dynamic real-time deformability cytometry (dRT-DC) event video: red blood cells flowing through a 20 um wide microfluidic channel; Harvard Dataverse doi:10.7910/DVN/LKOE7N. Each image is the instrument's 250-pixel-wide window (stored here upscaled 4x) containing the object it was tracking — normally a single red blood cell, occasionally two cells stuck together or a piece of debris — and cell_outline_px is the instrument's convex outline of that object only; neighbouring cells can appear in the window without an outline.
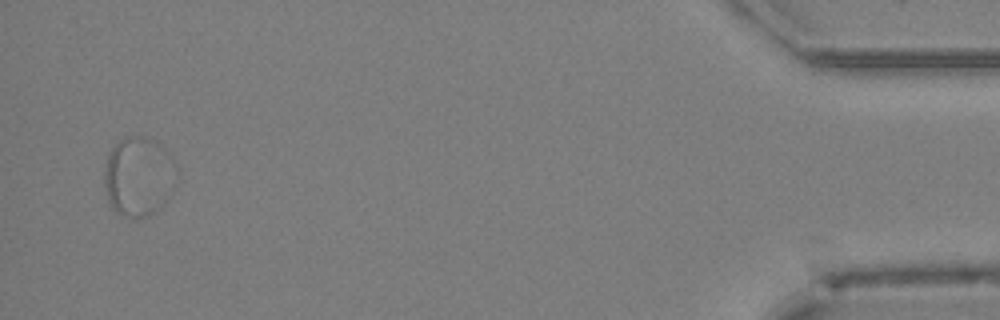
{"species": "Egyptian fruit bat (a non-hibernating species)", "species_latin": "Rousettus aegyptiacus", "temperature_condition": "cold", "stored_images_in_passage": 45, "segment_of_instrument_passage": [2, 2], "camera_frame_rate_fps": 3000, "um_per_image_px": 0.085, "animal": {"sex": "female"}, "frame": {"image": 1, "passage_image": 44, "time_ms": 14.333, "image_size_px": [1000, 320], "cell_outline_px": [[172, 192], [164, 204], [160, 208], [148, 216], [124, 216], [116, 212], [112, 208], [108, 200], [104, 184], [104, 172], [108, 156], [112, 148], [124, 136], [144, 136], [156, 140], [168, 152], [172, 188]], "centroid_in_image_um": [11.7, 15.0], "position_along_channel_um": 423.5, "area_um2": 32.48}}